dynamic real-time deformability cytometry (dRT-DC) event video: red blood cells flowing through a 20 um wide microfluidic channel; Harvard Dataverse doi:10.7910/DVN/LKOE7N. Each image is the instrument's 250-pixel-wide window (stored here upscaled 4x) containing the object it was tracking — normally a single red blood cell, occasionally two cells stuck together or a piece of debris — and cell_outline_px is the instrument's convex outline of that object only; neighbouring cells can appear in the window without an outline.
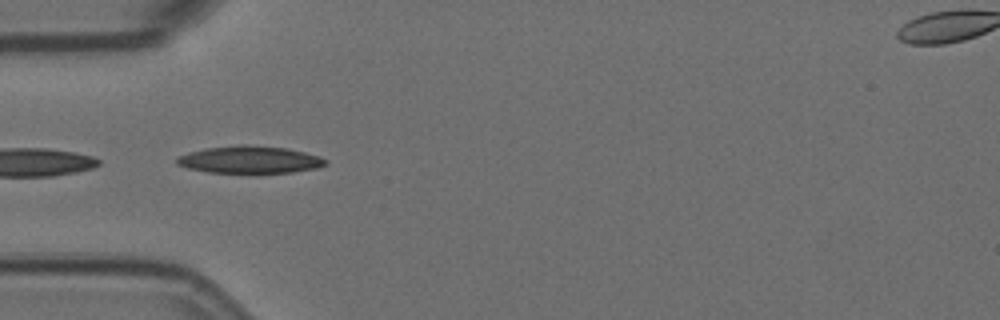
{"species": "Egyptian fruit bat (a non-hibernating species)", "species_latin": "Rousettus aegyptiacus", "temperature_condition": "room temperature", "stored_images_in_passage": 4, "camera_frame_rate_fps": 3000, "um_per_image_px": 0.085, "animal": {"sex": "female"}, "frame": {"image": 1, "passage_image": 1, "time_ms": 0.0, "image_size_px": [1000, 320], "cell_outline_px": [[328, 164], [316, 168], [292, 172], [256, 176], [208, 172], [188, 168], [176, 164], [176, 156], [188, 152], [204, 148], [240, 144], [248, 144], [288, 148], [320, 156], [328, 160]], "centroid_in_image_um": [21.23, 13.61], "position_along_channel_um": 63.8, "area_um2": 24.97}}
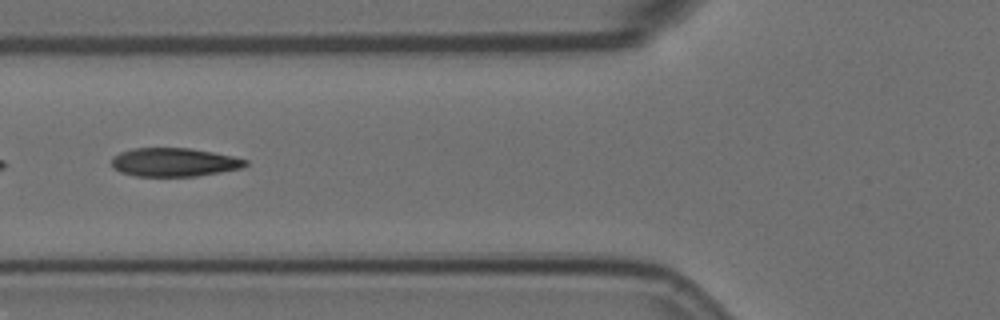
{"frame": {"image": 2, "passage_image": 2, "time_ms": 0.333, "image_size_px": [1000, 320], "cell_outline_px": [[248, 164], [244, 168], [196, 176], [136, 176], [120, 172], [112, 168], [112, 156], [120, 152], [132, 148], [192, 148], [232, 156], [248, 160]], "centroid_in_image_um": [14.79, 13.79], "position_along_channel_um": 111.0, "area_um2": 22.43}}
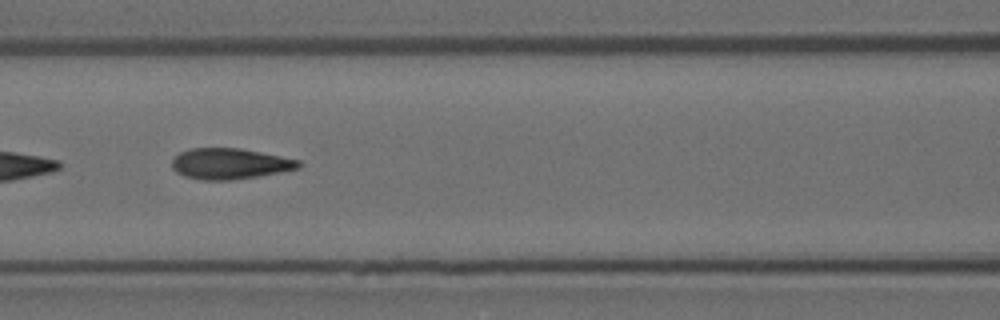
{"frame": {"image": 3, "passage_image": 3, "time_ms": 0.667, "image_size_px": [1000, 320], "cell_outline_px": [[304, 164], [300, 168], [256, 176], [232, 180], [200, 180], [184, 176], [176, 172], [172, 168], [172, 160], [180, 152], [192, 148], [240, 148], [300, 160]], "centroid_in_image_um": [19.53, 13.92], "position_along_channel_um": 147.1, "area_um2": 22.72}}